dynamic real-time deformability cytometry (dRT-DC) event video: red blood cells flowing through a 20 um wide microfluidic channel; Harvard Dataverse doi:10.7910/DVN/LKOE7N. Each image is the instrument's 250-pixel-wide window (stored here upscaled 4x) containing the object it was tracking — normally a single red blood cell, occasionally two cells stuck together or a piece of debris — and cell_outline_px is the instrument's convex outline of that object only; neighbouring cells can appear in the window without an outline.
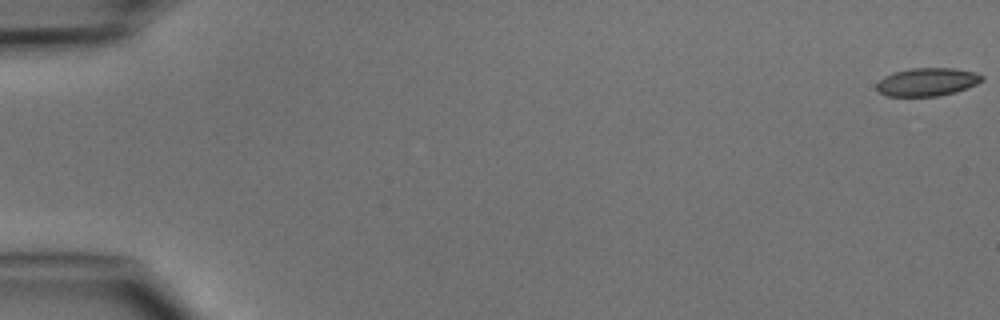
{"species": "common noctule bat (a hibernating species)", "species_latin": "Nyctalus noctula", "temperature_condition": "cold", "stored_images_in_passage": 4, "camera_frame_rate_fps": 3000, "um_per_image_px": 0.085, "animal": {"sex": "male", "body_mass_g": 15.6}, "frame": {"image": 1, "passage_image": 1, "time_ms": 0.0, "image_size_px": [1000, 320], "cell_outline_px": [[984, 80], [976, 84], [956, 92], [936, 96], [888, 96], [880, 92], [876, 88], [876, 84], [884, 76], [892, 72], [912, 68], [952, 68], [976, 72], [984, 76]], "centroid_in_image_um": [78.82, 6.96], "position_along_channel_um": 6.2, "area_um2": 17.28}}